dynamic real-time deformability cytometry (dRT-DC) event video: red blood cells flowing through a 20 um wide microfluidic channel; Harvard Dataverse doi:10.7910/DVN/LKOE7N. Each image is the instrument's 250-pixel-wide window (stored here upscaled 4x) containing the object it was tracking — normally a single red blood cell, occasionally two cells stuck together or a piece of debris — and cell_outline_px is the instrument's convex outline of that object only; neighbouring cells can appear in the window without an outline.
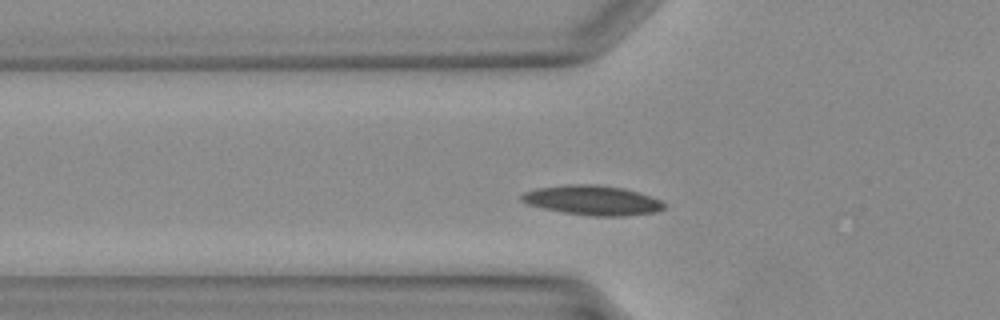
{"species": "Egyptian fruit bat (a non-hibernating species)", "species_latin": "Rousettus aegyptiacus", "temperature_condition": "warm", "stored_images_in_passage": 32, "camera_frame_rate_fps": 3000, "um_per_image_px": 0.085, "animal": {"sex": "female"}, "frame": {"image": 1, "passage_image": 6, "time_ms": 1.667, "image_size_px": [1000, 320], "cell_outline_px": [[664, 208], [652, 212], [624, 216], [592, 216], [564, 212], [544, 208], [528, 204], [520, 200], [520, 196], [524, 192], [536, 188], [568, 184], [596, 184], [624, 188], [660, 200], [664, 204]], "centroid_in_image_um": [50.3, 17.01], "position_along_channel_um": 75.5, "area_um2": 24.33}}
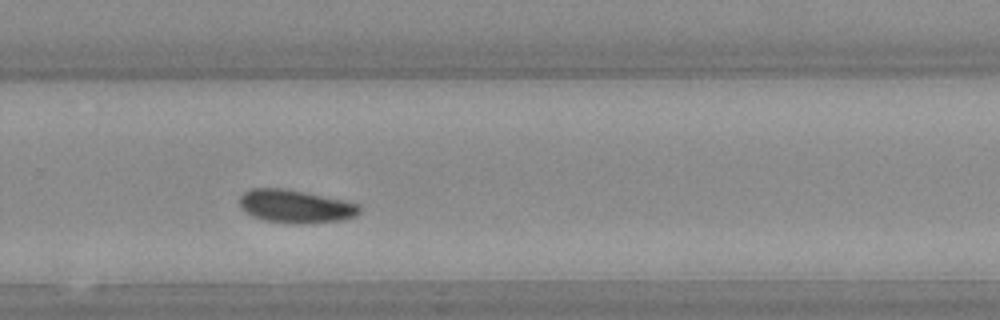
{"frame": {"image": 2, "passage_image": 19, "time_ms": 6.0, "image_size_px": [1000, 320], "cell_outline_px": [[360, 212], [356, 216], [340, 220], [304, 224], [296, 224], [264, 220], [252, 216], [244, 212], [240, 204], [240, 196], [248, 188], [284, 188], [304, 192], [340, 200], [356, 204], [360, 208]], "centroid_in_image_um": [25.05, 17.54], "position_along_channel_um": 304.7, "area_um2": 22.95}}
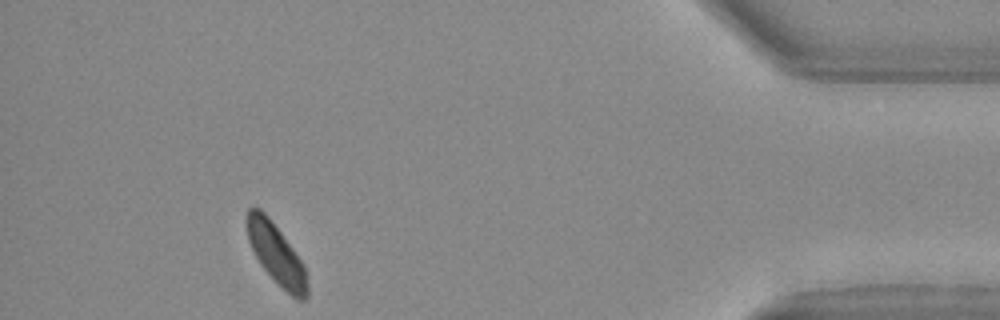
{"frame": {"image": 3, "passage_image": 28, "time_ms": 9.0, "image_size_px": [1000, 320], "cell_outline_px": [[308, 296], [304, 300], [296, 300], [260, 264], [248, 240], [244, 220], [248, 208], [260, 208], [268, 216], [304, 264], [308, 284]], "centroid_in_image_um": [23.46, 21.56], "position_along_channel_um": 411.7, "area_um2": 20.98}}